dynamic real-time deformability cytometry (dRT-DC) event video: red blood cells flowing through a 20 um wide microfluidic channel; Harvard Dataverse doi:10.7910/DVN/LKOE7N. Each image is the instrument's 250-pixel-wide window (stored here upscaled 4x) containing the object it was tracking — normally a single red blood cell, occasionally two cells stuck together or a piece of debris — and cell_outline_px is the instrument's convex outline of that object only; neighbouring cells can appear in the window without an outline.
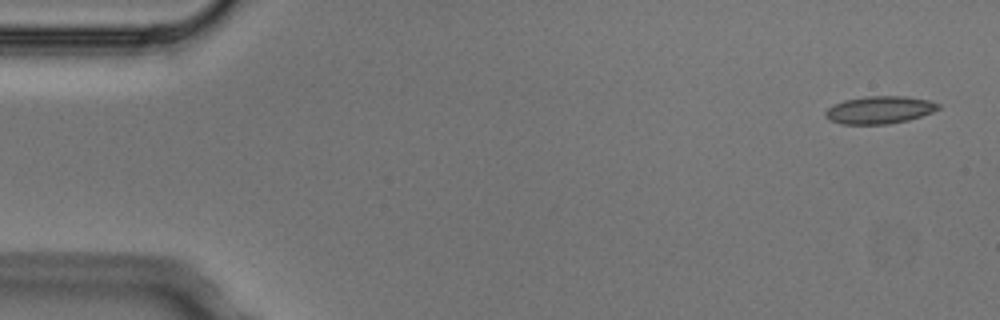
{"species": "Egyptian fruit bat (a non-hibernating species)", "species_latin": "Rousettus aegyptiacus", "temperature_condition": "cold", "stored_images_in_passage": 4, "camera_frame_rate_fps": 3000, "um_per_image_px": 0.085, "animal": {"sex": "male"}, "frame": {"image": 1, "passage_image": 1, "time_ms": 0.0, "image_size_px": [1000, 320], "cell_outline_px": [[940, 108], [932, 112], [908, 120], [888, 124], [840, 124], [828, 120], [824, 116], [824, 112], [832, 104], [844, 100], [864, 96], [904, 96], [928, 100], [940, 104]], "centroid_in_image_um": [74.7, 9.34], "position_along_channel_um": 10.3, "area_um2": 18.26}}